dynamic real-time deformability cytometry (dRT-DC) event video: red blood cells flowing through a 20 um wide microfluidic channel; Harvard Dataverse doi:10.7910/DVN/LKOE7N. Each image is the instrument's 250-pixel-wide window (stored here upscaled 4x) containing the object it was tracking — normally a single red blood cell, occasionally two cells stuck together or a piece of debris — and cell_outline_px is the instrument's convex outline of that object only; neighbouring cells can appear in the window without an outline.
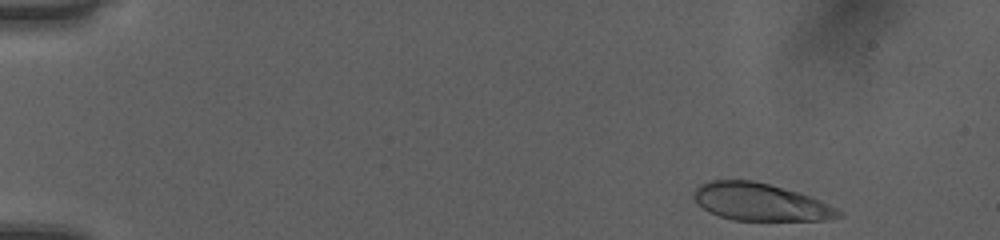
{"species": "human", "species_latin": "Homo sapiens", "temperature_condition": "room temperature", "stored_images_in_passage": 48, "camera_frame_rate_fps": 3000, "um_per_image_px": 0.085, "donor": {"sex": "female"}, "frame": {"image": 1, "passage_image": 2, "time_ms": 0.333, "image_size_px": [1000, 240], "cell_outline_px": [[844, 216], [832, 220], [732, 220], [708, 212], [696, 204], [692, 196], [692, 192], [700, 184], [712, 180], [752, 180], [768, 184], [812, 196], [844, 212]], "centroid_in_image_um": [64.63, 17.18], "position_along_channel_um": 20.4, "area_um2": 31.85}}
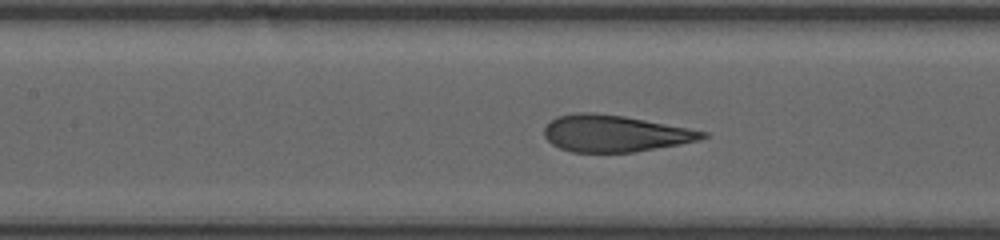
{"frame": {"image": 2, "passage_image": 21, "time_ms": 6.667, "image_size_px": [1000, 240], "cell_outline_px": [[708, 136], [700, 140], [680, 144], [632, 152], [572, 152], [560, 148], [552, 144], [544, 136], [544, 128], [556, 116], [580, 112], [592, 112], [624, 116], [688, 128], [708, 132]], "centroid_in_image_um": [52.24, 11.34], "position_along_channel_um": 155.2, "area_um2": 33.64}}
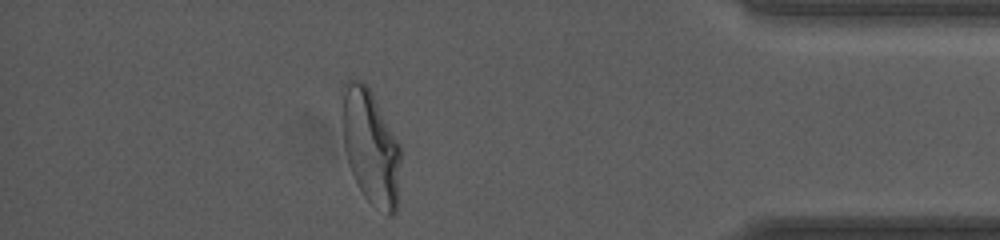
{"frame": {"image": 3, "passage_image": 42, "time_ms": 13.667, "image_size_px": [1000, 240], "cell_outline_px": [[400, 160], [396, 212], [392, 216], [388, 216], [372, 204], [364, 196], [352, 172], [344, 148], [340, 92], [340, 88], [348, 80], [360, 80], [372, 92], [400, 144]], "centroid_in_image_um": [31.49, 12.44], "position_along_channel_um": 403.7, "area_um2": 39.19}, "authors_computed_cell_mechanics": {"area_um2": 34.4488, "velocity_mm_per_s": 4.0268, "shape_relaxation_time_tau1_ms": 4.4345, "shape_relaxation_time_tau2_ms": null, "deformation_change_tau1": 0.2257, "deformation_change_tau2": null}}